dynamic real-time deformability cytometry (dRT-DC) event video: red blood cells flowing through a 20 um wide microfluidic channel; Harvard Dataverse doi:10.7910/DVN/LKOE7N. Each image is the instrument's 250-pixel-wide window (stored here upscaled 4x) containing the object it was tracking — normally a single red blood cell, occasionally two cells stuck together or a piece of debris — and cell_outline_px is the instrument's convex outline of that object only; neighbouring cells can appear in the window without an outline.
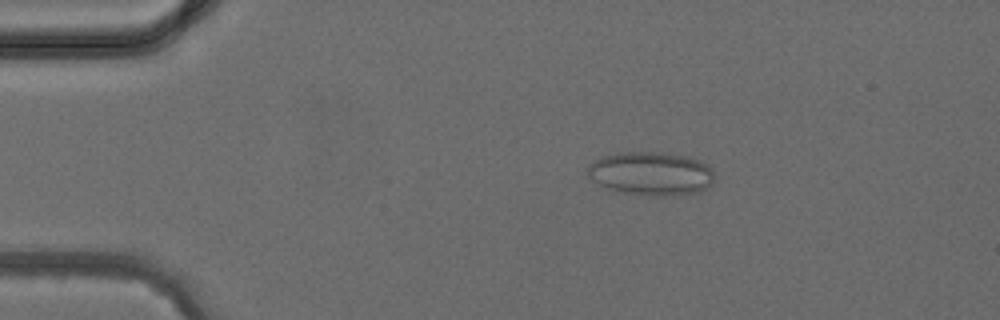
{"species": "common noctule bat (a hibernating species)", "species_latin": "Nyctalus noctula", "temperature_condition": "cold", "stored_images_in_passage": 4, "camera_frame_rate_fps": 3000, "um_per_image_px": 0.085, "animal": {"sex": "female", "body_mass_g": 24.6, "forearm_length_mm": 56.2}, "frame": {"image": 1, "passage_image": 3, "time_ms": 2.333, "image_size_px": [1000, 320], "cell_outline_px": [[712, 184], [708, 188], [696, 192], [664, 196], [644, 196], [620, 192], [608, 188], [592, 180], [584, 172], [588, 164], [600, 156], [620, 152], [652, 152], [684, 156], [708, 164], [712, 168]], "centroid_in_image_um": [55.27, 14.76], "position_along_channel_um": 29.7, "area_um2": 32.31}}